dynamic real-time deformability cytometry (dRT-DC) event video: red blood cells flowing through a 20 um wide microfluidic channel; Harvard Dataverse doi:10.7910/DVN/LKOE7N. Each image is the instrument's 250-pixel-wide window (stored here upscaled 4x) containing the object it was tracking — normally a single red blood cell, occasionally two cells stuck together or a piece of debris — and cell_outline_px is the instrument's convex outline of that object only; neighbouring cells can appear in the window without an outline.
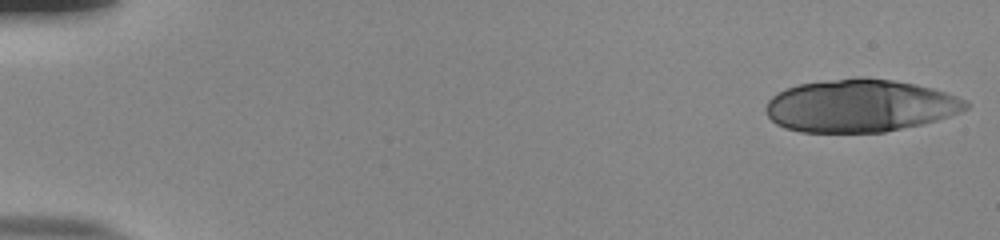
{"species": "human", "species_latin": "Homo sapiens", "temperature_condition": "room temperature", "stored_images_in_passage": 52, "camera_frame_rate_fps": 3000, "um_per_image_px": 0.085, "donor": {"sex": "male"}, "frame": {"image": 1, "passage_image": 1, "time_ms": 0.0, "image_size_px": [1000, 240], "cell_outline_px": [[968, 108], [948, 116], [936, 120], [920, 124], [884, 132], [800, 132], [784, 128], [776, 124], [768, 116], [764, 108], [768, 100], [772, 96], [796, 84], [856, 76], [864, 76], [892, 80], [916, 84], [932, 88], [956, 96], [964, 100], [968, 104]], "centroid_in_image_um": [73.05, 8.97], "position_along_channel_um": 11.9, "area_um2": 61.38}}
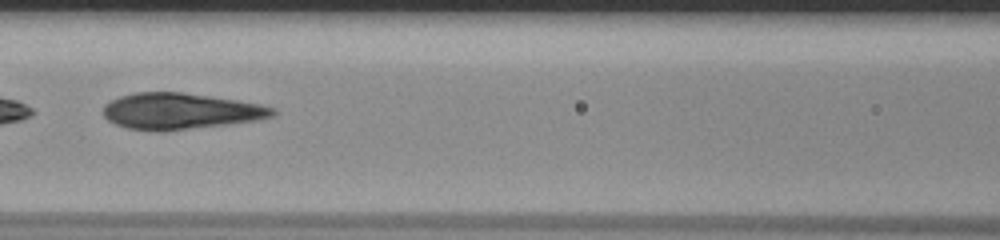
{"frame": {"image": 2, "passage_image": 25, "time_ms": 8.0, "image_size_px": [1000, 240], "cell_outline_px": [[276, 112], [272, 116], [256, 120], [228, 124], [164, 132], [156, 132], [128, 128], [116, 124], [108, 120], [104, 116], [104, 104], [120, 96], [136, 92], [180, 92], [236, 100], [260, 104], [276, 108]], "centroid_in_image_um": [15.31, 9.46], "position_along_channel_um": 151.3, "area_um2": 35.66}}
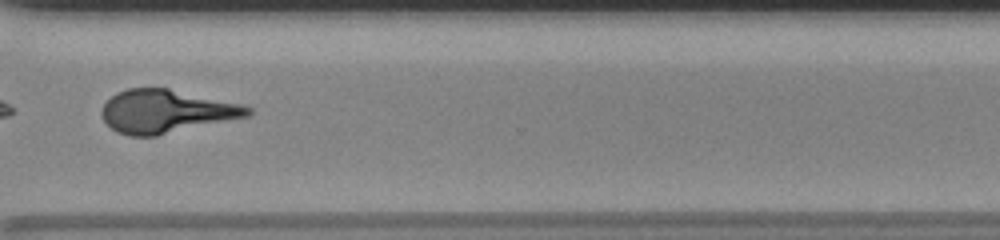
{"frame": {"image": 3, "passage_image": 41, "time_ms": 13.333, "image_size_px": [1000, 240], "cell_outline_px": [[252, 112], [248, 116], [156, 136], [128, 136], [116, 132], [104, 120], [100, 112], [104, 104], [116, 92], [128, 88], [168, 88], [240, 104], [252, 108]], "centroid_in_image_um": [14.08, 9.47], "position_along_channel_um": 356.5, "area_um2": 36.47}, "authors_computed_cell_mechanics": {"area_um2": 37.7434, "velocity_mm_per_s": 3.8517, "shape_relaxation_time_tau1_ms": 6.3945, "shape_relaxation_time_tau2_ms": 1.6931, "deformation_change_tau1": 0.2221, "deformation_change_tau2": 0.0814}}